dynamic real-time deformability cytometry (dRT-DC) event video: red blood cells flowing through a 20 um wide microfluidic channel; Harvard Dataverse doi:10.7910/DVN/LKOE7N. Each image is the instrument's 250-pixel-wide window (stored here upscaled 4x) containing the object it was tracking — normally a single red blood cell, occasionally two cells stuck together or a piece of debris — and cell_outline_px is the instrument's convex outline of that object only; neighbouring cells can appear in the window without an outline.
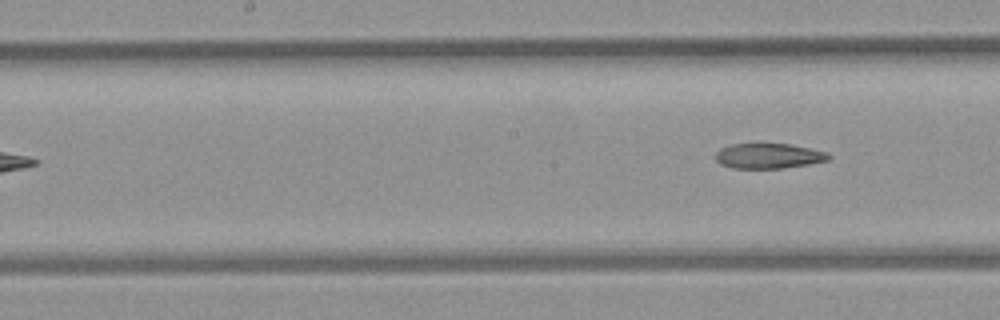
{"species": "common noctule bat (a hibernating species)", "species_latin": "Nyctalus noctula", "temperature_condition": "room temperature", "stored_images_in_passage": 6, "camera_frame_rate_fps": 3000, "um_per_image_px": 0.085, "animal": {"sex": "female", "body_mass_g": 21.9}, "frame": {"image": 1, "passage_image": 6, "time_ms": 6.667, "image_size_px": [1000, 320], "cell_outline_px": [[832, 156], [828, 160], [808, 164], [784, 168], [732, 168], [720, 164], [716, 160], [716, 152], [720, 148], [732, 144], [756, 140], [760, 140], [792, 144], [828, 152]], "centroid_in_image_um": [65.31, 13.19], "position_along_channel_um": 182.9, "area_um2": 17.51}}